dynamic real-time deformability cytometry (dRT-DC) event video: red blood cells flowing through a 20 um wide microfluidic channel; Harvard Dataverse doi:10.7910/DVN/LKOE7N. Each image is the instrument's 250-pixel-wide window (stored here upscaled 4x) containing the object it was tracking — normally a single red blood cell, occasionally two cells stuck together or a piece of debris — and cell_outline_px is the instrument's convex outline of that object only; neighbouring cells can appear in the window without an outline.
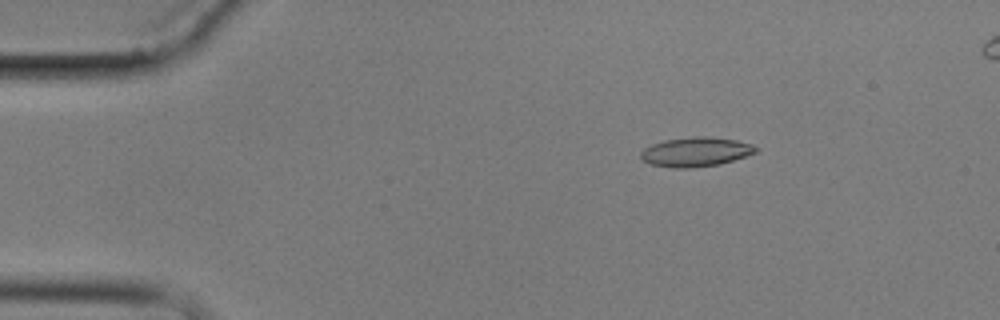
{"species": "common noctule bat (a hibernating species)", "species_latin": "Nyctalus noctula", "temperature_condition": "cold", "stored_images_in_passage": 5, "camera_frame_rate_fps": 3000, "um_per_image_px": 0.085, "animal": {"sex": "male", "body_mass_g": 17.9}, "frame": {"image": 1, "passage_image": 2, "time_ms": 1.0, "image_size_px": [1000, 320], "cell_outline_px": [[760, 148], [756, 152], [720, 164], [692, 168], [672, 168], [652, 164], [644, 160], [640, 156], [640, 152], [644, 148], [652, 144], [664, 140], [696, 136], [704, 136], [736, 140], [752, 144]], "centroid_in_image_um": [59.14, 12.91], "position_along_channel_um": 25.9, "area_um2": 19.59}}